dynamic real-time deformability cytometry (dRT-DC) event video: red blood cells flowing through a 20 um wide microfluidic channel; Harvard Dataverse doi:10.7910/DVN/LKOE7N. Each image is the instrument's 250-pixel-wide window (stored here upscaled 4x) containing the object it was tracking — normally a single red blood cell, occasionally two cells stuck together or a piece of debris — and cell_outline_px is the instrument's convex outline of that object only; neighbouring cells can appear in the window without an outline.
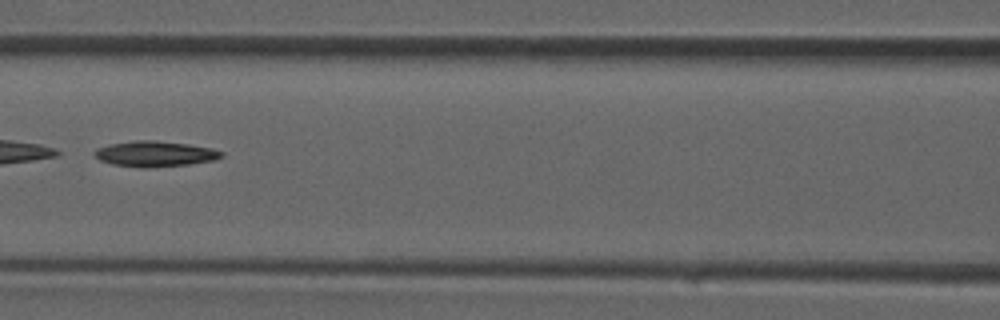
{"species": "common noctule bat (a hibernating species)", "species_latin": "Nyctalus noctula", "temperature_condition": "room temperature", "stored_images_in_passage": 28, "camera_frame_rate_fps": 3000, "um_per_image_px": 0.085, "animal": {"sex": "male", "forearm_length_mm": 52.5}, "frame": {"image": 1, "passage_image": 9, "time_ms": 2.667, "image_size_px": [1000, 320], "cell_outline_px": [[224, 156], [212, 160], [188, 164], [144, 168], [112, 164], [100, 160], [96, 156], [96, 148], [108, 144], [136, 140], [152, 140], [188, 144], [212, 148], [224, 152]], "centroid_in_image_um": [13.18, 13.07], "position_along_channel_um": 153.4, "area_um2": 18.73}}